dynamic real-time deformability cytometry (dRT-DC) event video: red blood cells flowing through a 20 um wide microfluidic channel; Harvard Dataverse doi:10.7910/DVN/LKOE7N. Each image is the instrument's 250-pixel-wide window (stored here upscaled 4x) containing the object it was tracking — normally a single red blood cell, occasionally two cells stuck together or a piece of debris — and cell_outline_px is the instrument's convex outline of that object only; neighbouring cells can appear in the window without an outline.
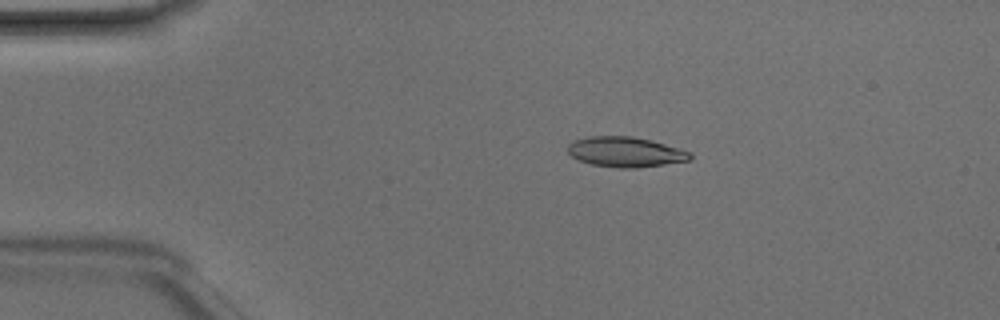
{"species": "Egyptian fruit bat (a non-hibernating species)", "species_latin": "Rousettus aegyptiacus", "temperature_condition": "room temperature", "stored_images_in_passage": 46, "camera_frame_rate_fps": 3000, "um_per_image_px": 0.085, "animal": {"sex": "male"}, "frame": {"image": 1, "passage_image": 7, "time_ms": 2.0, "image_size_px": [1000, 320], "cell_outline_px": [[692, 156], [688, 160], [664, 164], [636, 168], [620, 168], [592, 164], [580, 160], [572, 156], [568, 152], [568, 144], [572, 140], [588, 136], [632, 136], [652, 140], [680, 148], [692, 152]], "centroid_in_image_um": [53.16, 12.9], "position_along_channel_um": 31.8, "area_um2": 21.5}}
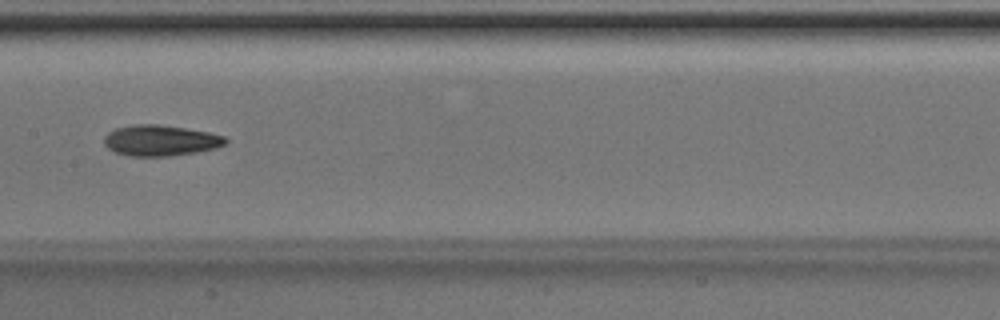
{"frame": {"image": 2, "passage_image": 22, "time_ms": 7.0, "image_size_px": [1000, 320], "cell_outline_px": [[228, 144], [216, 148], [196, 152], [168, 156], [128, 156], [116, 152], [108, 148], [104, 144], [104, 136], [108, 132], [116, 128], [132, 124], [160, 124], [208, 132], [224, 136], [228, 140]], "centroid_in_image_um": [13.64, 11.93], "position_along_channel_um": 193.8, "area_um2": 21.91}}
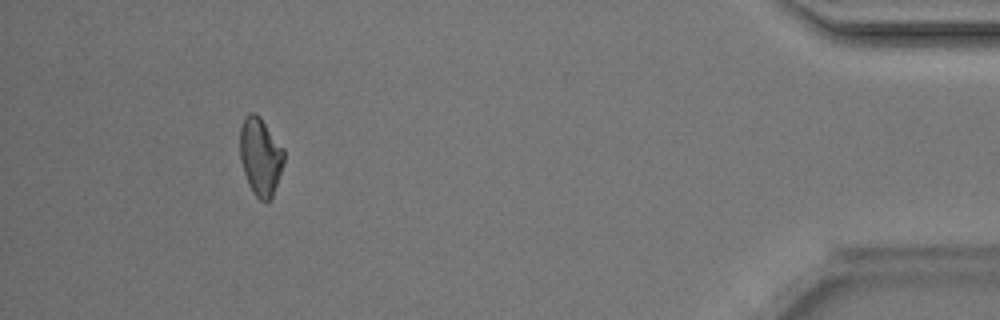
{"frame": {"image": 3, "passage_image": 42, "time_ms": 13.667, "image_size_px": [1000, 320], "cell_outline_px": [[284, 160], [272, 196], [268, 200], [260, 200], [252, 192], [248, 184], [240, 160], [240, 128], [244, 116], [248, 112], [256, 112], [260, 116], [284, 148]], "centroid_in_image_um": [22.11, 13.24], "position_along_channel_um": 413.1, "area_um2": 19.94}, "authors_computed_cell_mechanics": {"area_um2": 20.9236, "velocity_mm_per_s": 4.2197, "shape_relaxation_time_tau1_ms": 4.132, "shape_relaxation_time_tau2_ms": null, "deformation_change_tau1": 0.1263, "deformation_change_tau2": null}}